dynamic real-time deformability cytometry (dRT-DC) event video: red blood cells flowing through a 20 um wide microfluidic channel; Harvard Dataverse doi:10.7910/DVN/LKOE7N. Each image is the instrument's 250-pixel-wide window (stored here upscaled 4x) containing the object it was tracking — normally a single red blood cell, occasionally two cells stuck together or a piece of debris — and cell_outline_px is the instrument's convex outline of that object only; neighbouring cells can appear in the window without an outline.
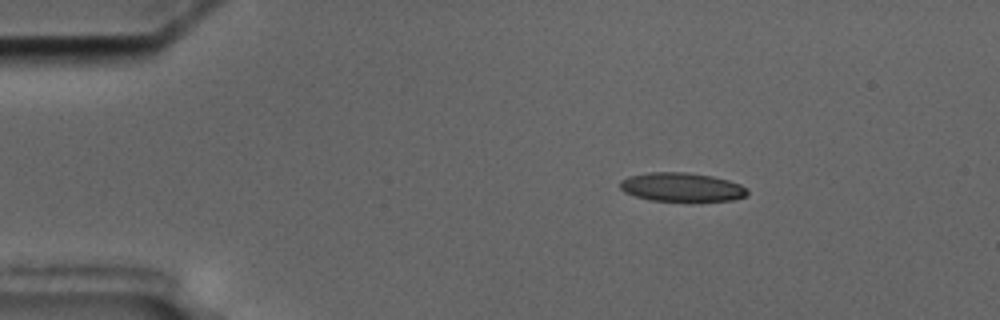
{"species": "common noctule bat (a hibernating species)", "species_latin": "Nyctalus noctula", "temperature_condition": "cold", "stored_images_in_passage": 48, "camera_frame_rate_fps": 3000, "um_per_image_px": 0.085, "animal": {"sex": "male", "body_mass_g": 17.5, "forearm_length_mm": 52.3}, "frame": {"image": 1, "passage_image": 1, "time_ms": 0.0, "image_size_px": [1000, 320], "cell_outline_px": [[748, 192], [744, 196], [732, 200], [692, 204], [648, 200], [624, 192], [620, 188], [620, 180], [628, 176], [648, 172], [684, 172], [712, 176], [728, 180], [740, 184], [748, 188]], "centroid_in_image_um": [57.95, 15.95], "position_along_channel_um": 27.0, "area_um2": 22.37}}
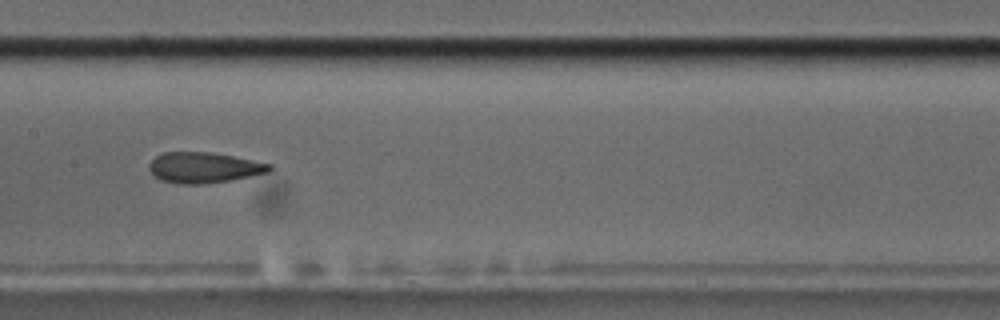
{"frame": {"image": 2, "passage_image": 20, "time_ms": 6.333, "image_size_px": [1000, 320], "cell_outline_px": [[272, 168], [268, 172], [228, 180], [200, 184], [180, 184], [160, 180], [148, 168], [148, 164], [156, 156], [164, 152], [208, 152], [232, 156], [272, 164]], "centroid_in_image_um": [17.3, 14.24], "position_along_channel_um": 190.1, "area_um2": 21.15}}
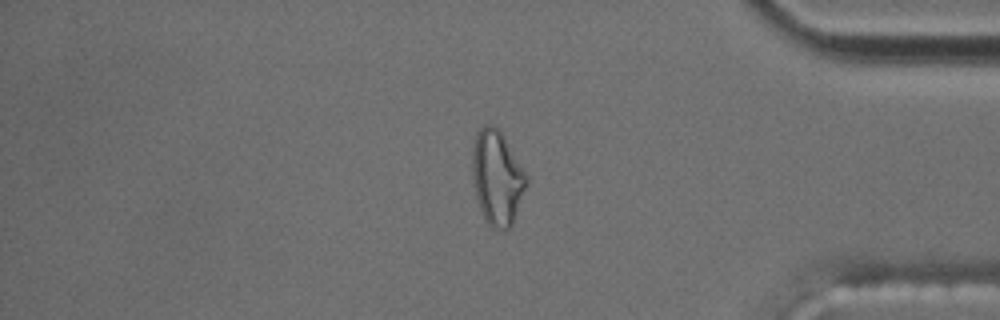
{"frame": {"image": 3, "passage_image": 39, "time_ms": 12.667, "image_size_px": [1000, 320], "cell_outline_px": [[528, 180], [512, 224], [504, 232], [492, 228], [488, 224], [480, 208], [476, 196], [472, 180], [472, 144], [476, 132], [484, 124], [492, 124], [504, 136], [528, 176]], "centroid_in_image_um": [42.23, 15.09], "position_along_channel_um": 393.0, "area_um2": 29.88}, "authors_computed_cell_mechanics": {"area_um2": 22.3686, "velocity_mm_per_s": 3.574, "shape_relaxation_time_tau1_ms": null, "shape_relaxation_time_tau2_ms": 3.0104, "deformation_change_tau1": null, "deformation_change_tau2": 0.1074}}